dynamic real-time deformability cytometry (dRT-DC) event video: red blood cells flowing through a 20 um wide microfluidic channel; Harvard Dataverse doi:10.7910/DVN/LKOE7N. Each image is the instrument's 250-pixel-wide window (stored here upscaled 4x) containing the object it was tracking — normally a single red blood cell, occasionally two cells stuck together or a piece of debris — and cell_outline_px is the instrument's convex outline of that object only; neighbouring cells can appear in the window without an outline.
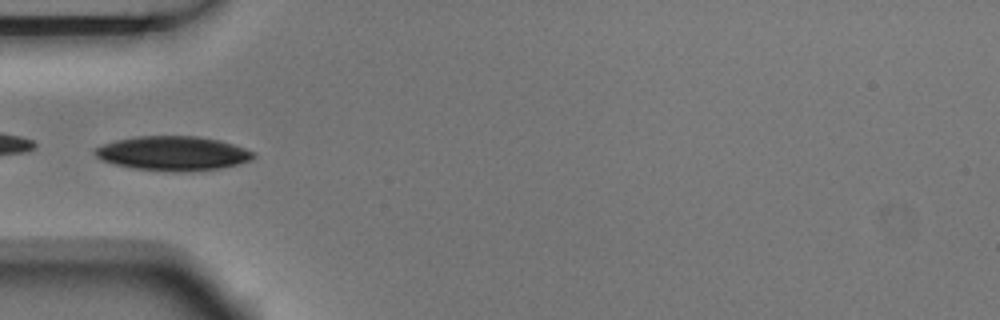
{"species": "Egyptian fruit bat (a non-hibernating species)", "species_latin": "Rousettus aegyptiacus", "temperature_condition": "room temperature", "stored_images_in_passage": 6, "camera_frame_rate_fps": 3000, "um_per_image_px": 0.085, "animal": {"sex": "male"}, "frame": {"image": 1, "passage_image": 3, "time_ms": 0.667, "image_size_px": [1000, 320], "cell_outline_px": [[256, 156], [252, 160], [220, 168], [176, 172], [172, 172], [132, 168], [100, 160], [92, 152], [96, 148], [104, 144], [116, 140], [136, 136], [200, 136], [220, 140], [256, 152]], "centroid_in_image_um": [14.7, 13.03], "position_along_channel_um": 70.3, "area_um2": 31.73}}
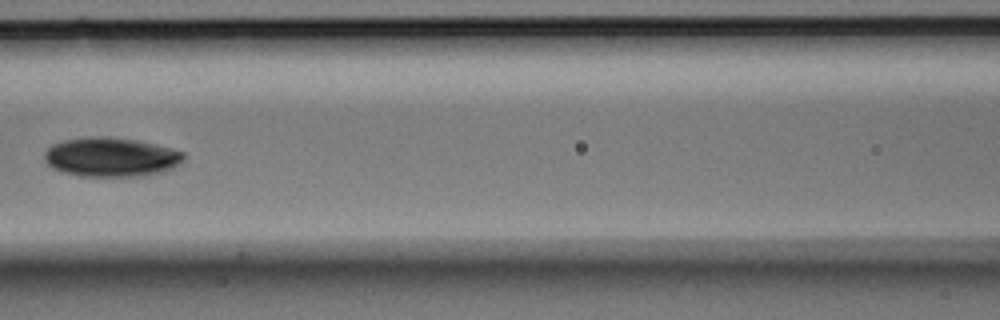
{"frame": {"image": 2, "passage_image": 5, "time_ms": 1.333, "image_size_px": [1000, 320], "cell_outline_px": [[184, 160], [180, 164], [172, 168], [160, 172], [144, 176], [80, 176], [64, 172], [52, 168], [44, 160], [44, 152], [52, 144], [64, 140], [88, 136], [108, 136], [136, 140], [156, 144], [172, 148], [184, 152]], "centroid_in_image_um": [9.44, 13.34], "position_along_channel_um": 157.2, "area_um2": 32.08}}
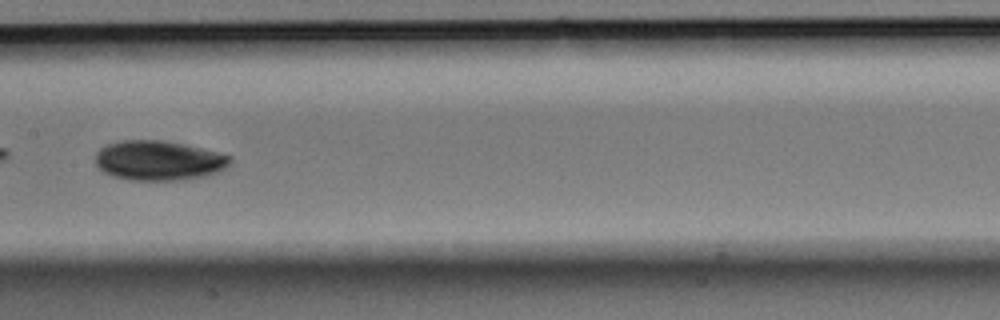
{"frame": {"image": 3, "passage_image": 6, "time_ms": 1.667, "image_size_px": [1000, 320], "cell_outline_px": [[232, 160], [220, 172], [204, 176], [180, 180], [128, 180], [112, 176], [104, 172], [96, 164], [96, 152], [100, 148], [108, 144], [124, 140], [160, 140], [200, 148], [232, 156]], "centroid_in_image_um": [13.47, 13.65], "position_along_channel_um": 193.9, "area_um2": 30.98}}